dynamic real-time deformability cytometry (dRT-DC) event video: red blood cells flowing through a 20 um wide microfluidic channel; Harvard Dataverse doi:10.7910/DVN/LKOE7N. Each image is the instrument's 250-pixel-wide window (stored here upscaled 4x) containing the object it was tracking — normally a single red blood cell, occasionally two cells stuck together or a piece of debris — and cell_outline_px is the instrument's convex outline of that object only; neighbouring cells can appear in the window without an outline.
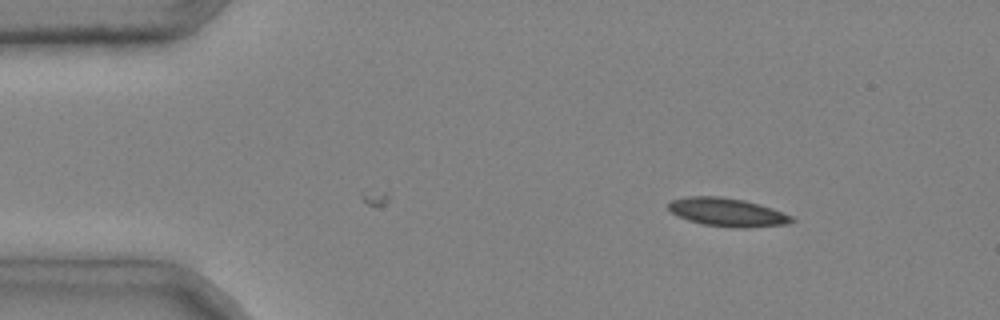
{"species": "common noctule bat (a hibernating species)", "species_latin": "Nyctalus noctula", "temperature_condition": "cold", "stored_images_in_passage": 2, "camera_frame_rate_fps": 3000, "um_per_image_px": 0.085, "animal": {"sex": "male", "body_mass_g": 20.4}, "frame": {"image": 1, "passage_image": 2, "time_ms": 0.333, "image_size_px": [1000, 320], "cell_outline_px": [[796, 220], [788, 224], [748, 228], [736, 228], [704, 224], [688, 220], [676, 216], [668, 208], [668, 204], [672, 200], [688, 196], [720, 196], [744, 200], [772, 208], [792, 216]], "centroid_in_image_um": [61.83, 18.04], "position_along_channel_um": 23.2, "area_um2": 20.4}}